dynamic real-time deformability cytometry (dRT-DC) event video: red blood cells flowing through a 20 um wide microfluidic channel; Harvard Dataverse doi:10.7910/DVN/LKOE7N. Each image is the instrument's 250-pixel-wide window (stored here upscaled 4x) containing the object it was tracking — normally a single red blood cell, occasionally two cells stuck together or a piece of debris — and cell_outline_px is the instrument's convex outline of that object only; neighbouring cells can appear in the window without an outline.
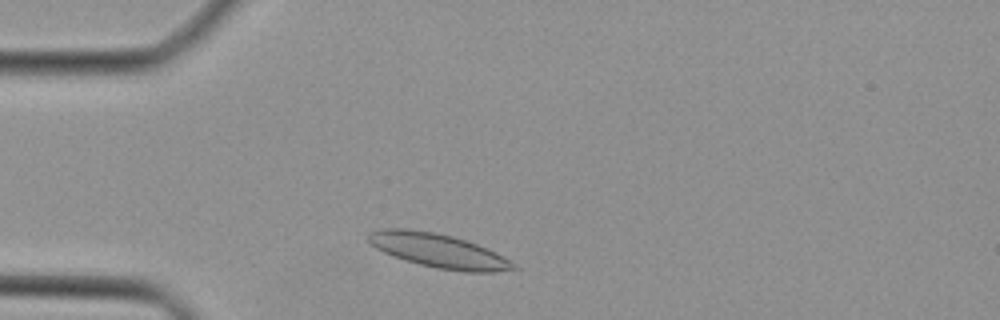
{"species": "Egyptian fruit bat (a non-hibernating species)", "species_latin": "Rousettus aegyptiacus", "temperature_condition": "cold", "stored_images_in_passage": 36, "camera_frame_rate_fps": 3000, "um_per_image_px": 0.085, "animal": {"sex": "female"}, "frame": {"image": 1, "passage_image": 3, "time_ms": 0.667, "image_size_px": [1000, 320], "cell_outline_px": [[520, 268], [492, 272], [464, 272], [440, 268], [420, 264], [392, 256], [376, 248], [368, 240], [368, 232], [380, 228], [408, 228], [436, 232], [452, 236], [476, 244], [496, 252], [516, 264]], "centroid_in_image_um": [37.25, 21.29], "position_along_channel_um": 47.7, "area_um2": 28.67}}
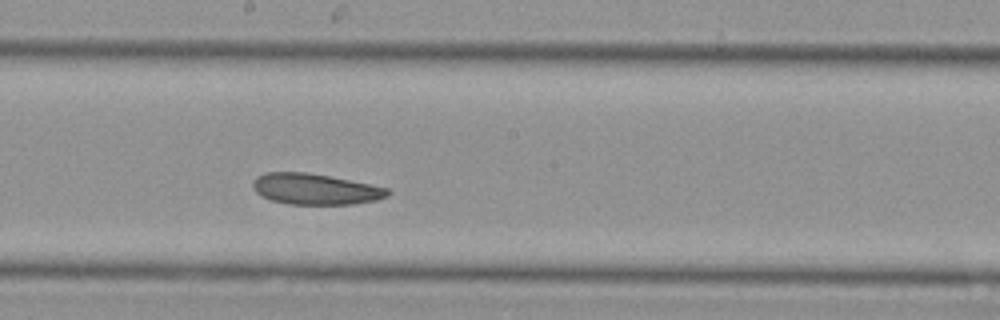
{"frame": {"image": 2, "passage_image": 16, "time_ms": 5.0, "image_size_px": [1000, 320], "cell_outline_px": [[392, 192], [388, 196], [376, 200], [352, 204], [288, 204], [272, 200], [260, 196], [256, 192], [252, 184], [256, 176], [264, 172], [304, 172], [328, 176], [388, 188]], "centroid_in_image_um": [26.77, 16.07], "position_along_channel_um": 221.4, "area_um2": 24.16}}
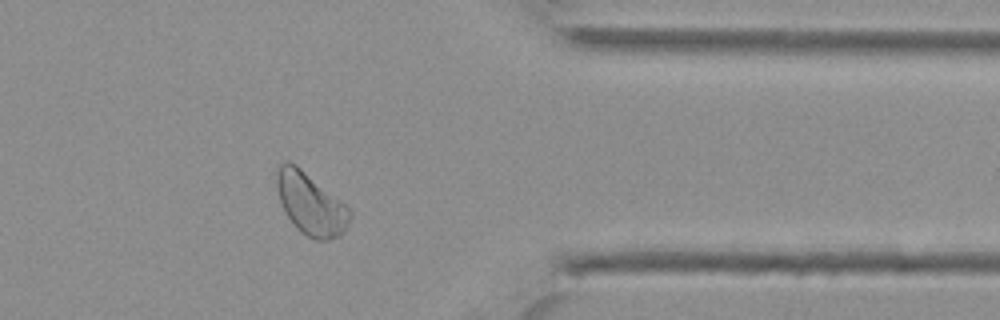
{"frame": {"image": 3, "passage_image": 28, "time_ms": 9.0, "image_size_px": [1000, 320], "cell_outline_px": [[352, 216], [348, 224], [340, 236], [328, 240], [312, 240], [300, 232], [292, 224], [284, 212], [276, 188], [276, 168], [284, 160], [288, 160], [296, 164], [344, 204], [352, 212]], "centroid_in_image_um": [26.36, 17.34], "position_along_channel_um": 385.0, "area_um2": 26.53}}